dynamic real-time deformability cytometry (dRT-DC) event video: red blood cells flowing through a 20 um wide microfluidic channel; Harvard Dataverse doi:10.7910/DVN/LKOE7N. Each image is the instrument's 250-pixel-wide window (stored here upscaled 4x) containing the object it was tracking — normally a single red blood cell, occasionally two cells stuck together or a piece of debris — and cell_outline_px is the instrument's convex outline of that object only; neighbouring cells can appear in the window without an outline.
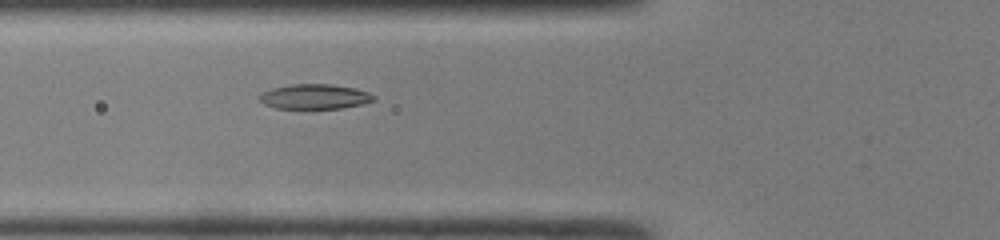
{"species": "common noctule bat (a hibernating species)", "species_latin": "Nyctalus noctula", "temperature_condition": "room temperature", "stored_images_in_passage": 40, "camera_frame_rate_fps": 3000, "um_per_image_px": 0.085, "animal": {"sex": "male", "body_mass_g": 19.0, "forearm_length_mm": 50.8}, "frame": {"image": 1, "passage_image": 10, "time_ms": 3.0, "image_size_px": [1000, 240], "cell_outline_px": [[376, 100], [364, 104], [340, 108], [276, 108], [264, 104], [256, 96], [272, 88], [292, 84], [332, 84], [356, 88], [368, 92], [376, 96]], "centroid_in_image_um": [26.78, 8.2], "position_along_channel_um": 99.0, "area_um2": 16.65}}
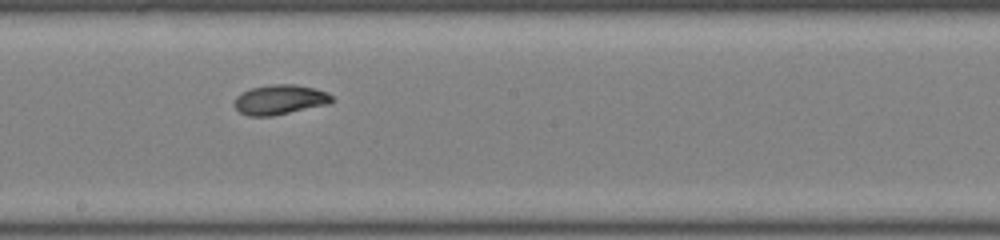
{"frame": {"image": 2, "passage_image": 19, "time_ms": 6.0, "image_size_px": [1000, 240], "cell_outline_px": [[336, 100], [328, 104], [272, 116], [248, 116], [240, 112], [232, 104], [236, 96], [240, 92], [252, 88], [272, 84], [296, 84], [316, 88], [328, 92]], "centroid_in_image_um": [23.79, 8.46], "position_along_channel_um": 224.4, "area_um2": 17.17}}
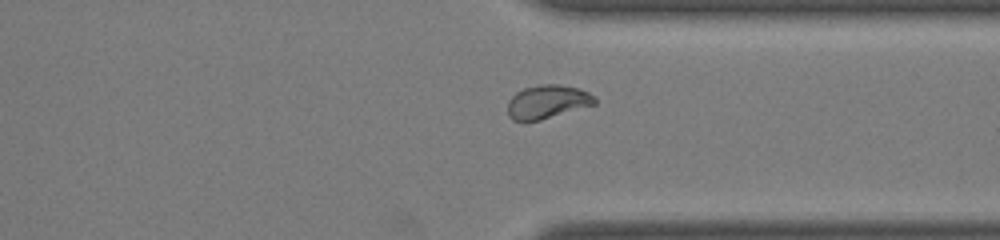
{"frame": {"image": 3, "passage_image": 29, "time_ms": 9.333, "image_size_px": [1000, 240], "cell_outline_px": [[596, 104], [540, 120], [524, 124], [512, 120], [508, 116], [508, 100], [516, 92], [524, 88], [540, 84], [560, 84], [576, 88], [588, 92], [596, 96]], "centroid_in_image_um": [46.48, 8.68], "position_along_channel_um": 364.9, "area_um2": 17.4}, "authors_computed_cell_mechanics": {"area_um2": 17.1666, "velocity_mm_per_s": 4.1863, "shape_relaxation_time_tau1_ms": 2.2744, "shape_relaxation_time_tau2_ms": 2.1978, "deformation_change_tau1": 0.1074, "deformation_change_tau2": 0.0479}}